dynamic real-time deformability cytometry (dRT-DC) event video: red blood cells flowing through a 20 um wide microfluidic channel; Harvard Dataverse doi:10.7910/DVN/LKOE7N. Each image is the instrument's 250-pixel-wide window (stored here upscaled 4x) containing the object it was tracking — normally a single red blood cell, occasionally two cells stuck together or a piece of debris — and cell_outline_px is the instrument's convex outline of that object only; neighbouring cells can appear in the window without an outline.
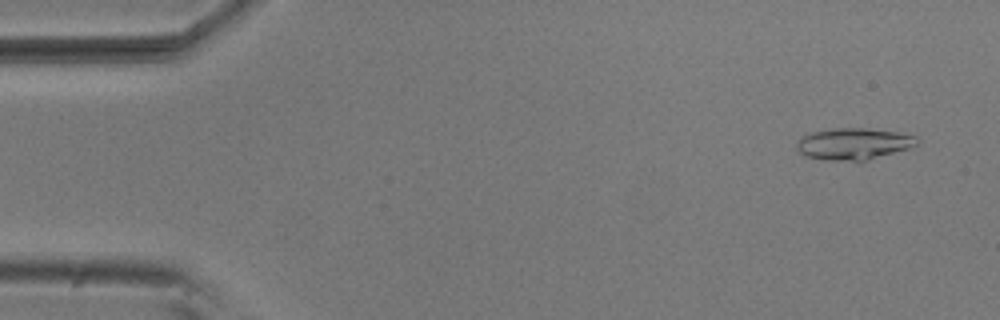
{"species": "common noctule bat (a hibernating species)", "species_latin": "Nyctalus noctula", "temperature_condition": "room temperature", "stored_images_in_passage": 9, "camera_frame_rate_fps": 3000, "um_per_image_px": 0.085, "animal": {"sex": "male", "body_mass_g": 20.5, "forearm_length_mm": 52.5}, "frame": {"image": 1, "passage_image": 1, "time_ms": 0.0, "image_size_px": [1000, 320], "cell_outline_px": [[920, 136], [916, 144], [912, 148], [868, 160], [828, 160], [808, 156], [800, 152], [796, 148], [796, 144], [804, 136], [812, 132], [832, 128], [864, 128], [896, 132]], "centroid_in_image_um": [72.62, 12.22], "position_along_channel_um": 12.4, "area_um2": 22.02}}
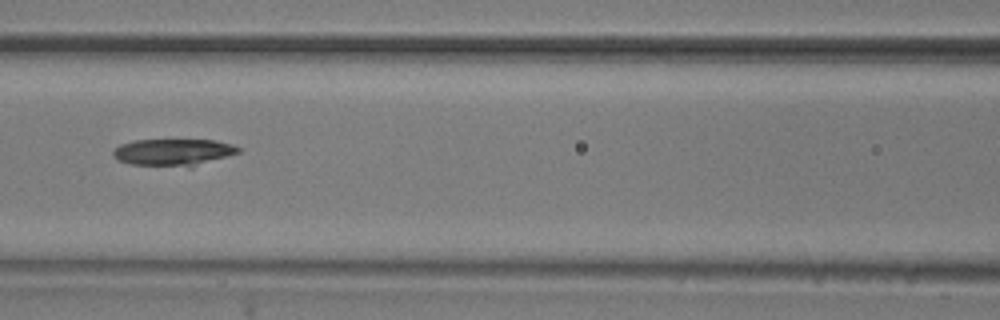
{"frame": {"image": 2, "passage_image": 6, "time_ms": 1.667, "image_size_px": [1000, 320], "cell_outline_px": [[240, 152], [192, 168], [188, 168], [132, 164], [120, 160], [112, 156], [112, 152], [120, 144], [136, 140], [216, 140], [232, 144], [240, 148]], "centroid_in_image_um": [14.77, 12.96], "position_along_channel_um": 151.8, "area_um2": 19.94}}
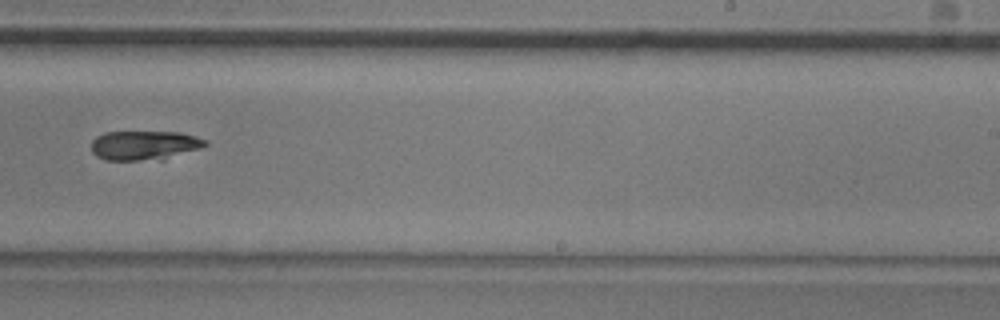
{"frame": {"image": 3, "passage_image": 9, "time_ms": 2.667, "image_size_px": [1000, 320], "cell_outline_px": [[208, 144], [200, 148], [164, 160], [104, 160], [96, 156], [92, 152], [92, 140], [96, 136], [104, 132], [180, 132], [196, 136], [208, 140]], "centroid_in_image_um": [12.28, 12.36], "position_along_channel_um": 276.7, "area_um2": 19.77}}